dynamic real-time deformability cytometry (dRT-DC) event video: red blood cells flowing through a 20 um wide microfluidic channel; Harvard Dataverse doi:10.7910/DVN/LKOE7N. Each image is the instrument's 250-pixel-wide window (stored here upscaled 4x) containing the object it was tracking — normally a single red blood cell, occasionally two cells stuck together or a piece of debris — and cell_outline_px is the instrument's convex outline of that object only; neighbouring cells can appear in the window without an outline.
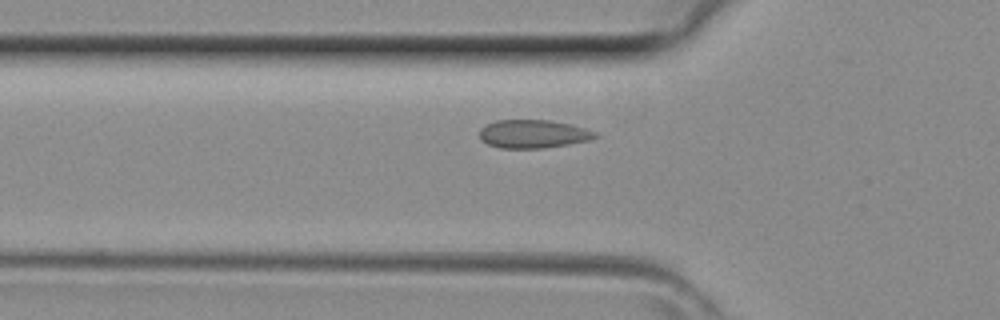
{"species": "common noctule bat (a hibernating species)", "species_latin": "Nyctalus noctula", "temperature_condition": "room temperature", "stored_images_in_passage": 28, "camera_frame_rate_fps": 3000, "um_per_image_px": 0.085, "animal": {"sex": "female", "body_mass_g": 29.2, "forearm_length_mm": 56.3}, "frame": {"image": 1, "passage_image": 3, "time_ms": 0.667, "image_size_px": [1000, 320], "cell_outline_px": [[600, 136], [588, 140], [568, 144], [544, 148], [500, 148], [488, 144], [480, 140], [480, 128], [484, 124], [496, 120], [548, 120], [568, 124], [584, 128], [596, 132]], "centroid_in_image_um": [45.28, 11.38], "position_along_channel_um": 80.5, "area_um2": 19.07}}
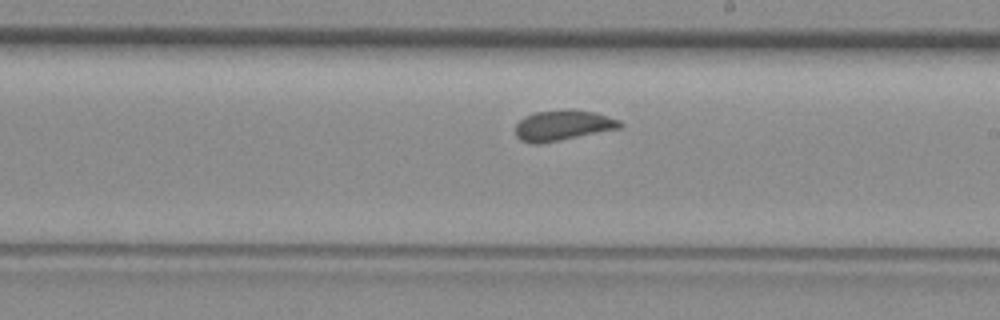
{"frame": {"image": 2, "passage_image": 13, "time_ms": 4.0, "image_size_px": [1000, 320], "cell_outline_px": [[624, 124], [620, 128], [556, 140], [520, 140], [516, 136], [516, 124], [524, 116], [536, 112], [596, 112], [620, 120]], "centroid_in_image_um": [47.89, 10.64], "position_along_channel_um": 241.1, "area_um2": 16.99}}
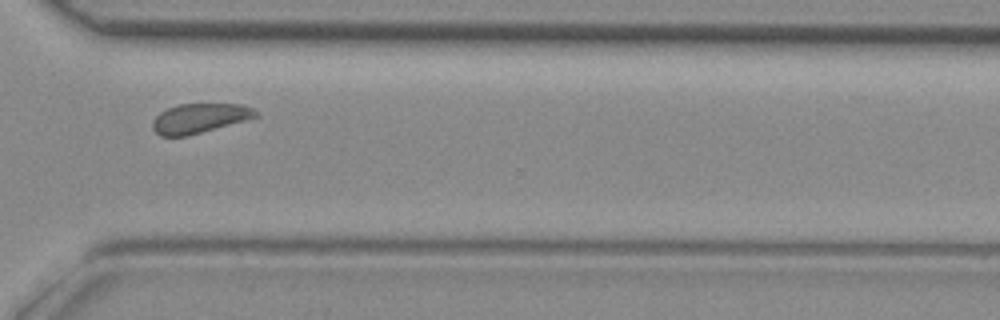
{"frame": {"image": 3, "passage_image": 20, "time_ms": 6.333, "image_size_px": [1000, 320], "cell_outline_px": [[260, 116], [188, 136], [160, 136], [152, 128], [152, 120], [160, 112], [176, 104], [240, 104], [252, 108], [260, 112]], "centroid_in_image_um": [16.96, 10.05], "position_along_channel_um": 353.6, "area_um2": 17.86}}